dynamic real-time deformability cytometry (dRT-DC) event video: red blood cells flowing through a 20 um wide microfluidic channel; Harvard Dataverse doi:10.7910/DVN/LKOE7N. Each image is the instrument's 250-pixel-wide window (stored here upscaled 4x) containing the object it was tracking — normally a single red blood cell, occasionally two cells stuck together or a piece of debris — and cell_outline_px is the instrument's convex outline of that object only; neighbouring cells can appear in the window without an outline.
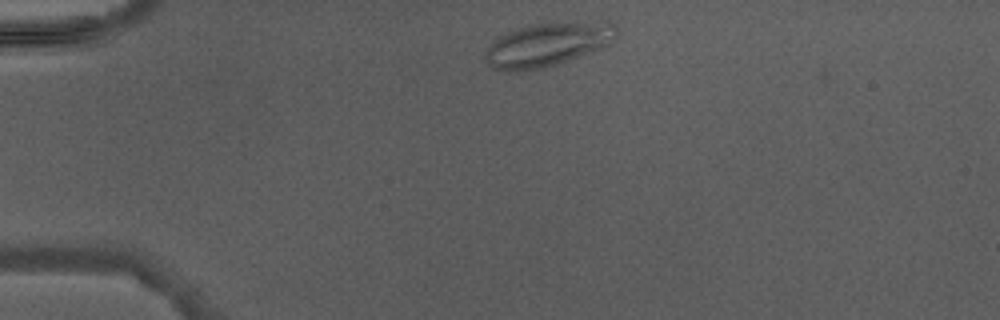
{"species": "Egyptian fruit bat (a non-hibernating species)", "species_latin": "Rousettus aegyptiacus", "temperature_condition": "warm", "stored_images_in_passage": 2, "camera_frame_rate_fps": 3000, "um_per_image_px": 0.085, "animal": {"sex": "male"}, "frame": {"image": 1, "passage_image": 1, "time_ms": 0.0, "image_size_px": [1000, 320], "cell_outline_px": [[616, 36], [608, 44], [580, 56], [556, 64], [516, 72], [496, 72], [488, 64], [484, 56], [484, 52], [492, 40], [508, 32], [528, 24], [604, 20], [616, 24]], "centroid_in_image_um": [46.5, 3.77], "position_along_channel_um": 38.5, "area_um2": 33.7}}